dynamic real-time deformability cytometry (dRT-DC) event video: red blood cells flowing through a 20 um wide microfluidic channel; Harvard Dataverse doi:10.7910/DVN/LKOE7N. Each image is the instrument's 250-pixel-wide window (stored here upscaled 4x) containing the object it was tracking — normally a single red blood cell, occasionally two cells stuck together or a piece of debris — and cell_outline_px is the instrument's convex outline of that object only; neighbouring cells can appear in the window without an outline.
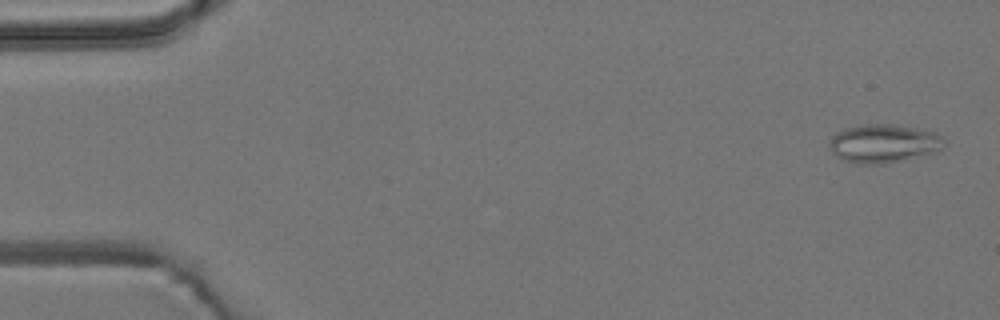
{"species": "common noctule bat (a hibernating species)", "species_latin": "Nyctalus noctula", "temperature_condition": "room temperature", "stored_images_in_passage": 53, "camera_frame_rate_fps": 3000, "um_per_image_px": 0.085, "animal": {"sex": "male", "body_mass_g": 19.2, "forearm_length_mm": 51.8}, "frame": {"image": 1, "passage_image": 2, "time_ms": 0.333, "image_size_px": [1000, 320], "cell_outline_px": [[944, 144], [940, 152], [884, 164], [856, 164], [844, 160], [836, 156], [828, 148], [828, 144], [832, 136], [836, 132], [844, 128], [864, 124], [892, 124], [916, 128], [936, 132], [944, 140]], "centroid_in_image_um": [75.1, 12.2], "position_along_channel_um": 9.9, "area_um2": 26.13}}
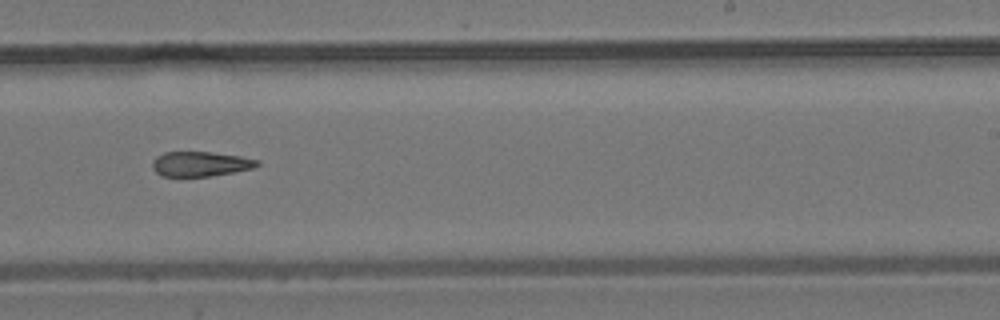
{"frame": {"image": 2, "passage_image": 33, "time_ms": 10.667, "image_size_px": [1000, 320], "cell_outline_px": [[260, 164], [252, 168], [232, 172], [208, 176], [160, 176], [152, 168], [152, 160], [156, 156], [164, 152], [212, 152], [240, 156], [260, 160]], "centroid_in_image_um": [17.0, 13.92], "position_along_channel_um": 272.0, "area_um2": 15.14}}
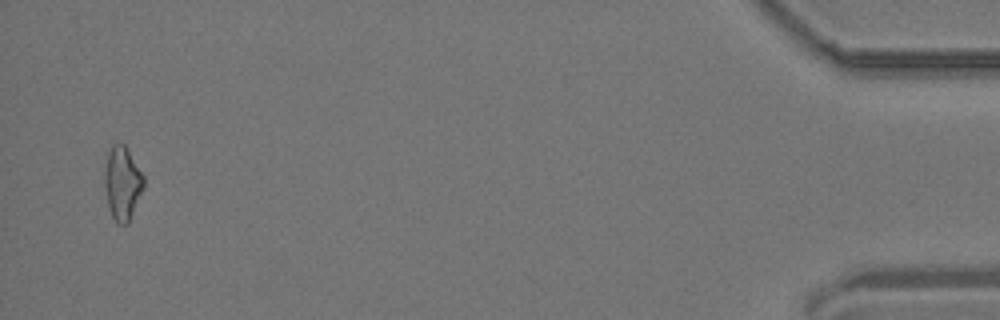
{"frame": {"image": 3, "passage_image": 52, "time_ms": 17.0, "image_size_px": [1000, 320], "cell_outline_px": [[144, 188], [128, 224], [116, 224], [112, 216], [108, 204], [104, 184], [104, 168], [108, 152], [112, 144], [124, 144], [144, 176]], "centroid_in_image_um": [10.4, 15.59], "position_along_channel_um": 424.8, "area_um2": 16.76}, "authors_computed_cell_mechanics": {"area_um2": 16.762, "velocity_mm_per_s": 3.8257, "shape_relaxation_time_tau1_ms": null, "shape_relaxation_time_tau2_ms": 7.4773, "deformation_change_tau1": null, "deformation_change_tau2": 0.1935}}